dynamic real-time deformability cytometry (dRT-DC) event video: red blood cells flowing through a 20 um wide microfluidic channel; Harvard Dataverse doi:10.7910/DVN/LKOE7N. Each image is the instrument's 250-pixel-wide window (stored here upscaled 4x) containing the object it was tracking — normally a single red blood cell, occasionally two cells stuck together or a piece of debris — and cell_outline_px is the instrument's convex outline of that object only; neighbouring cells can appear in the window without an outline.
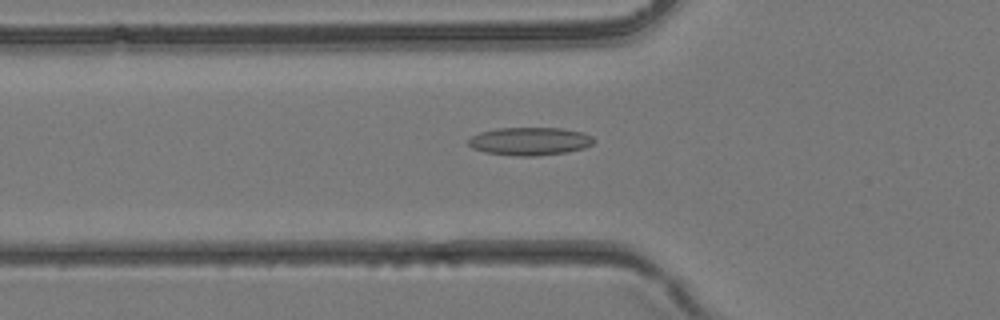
{"species": "common noctule bat (a hibernating species)", "species_latin": "Nyctalus noctula", "temperature_condition": "room temperature", "stored_images_in_passage": 40, "segment_of_instrument_passage": [1, 2], "camera_frame_rate_fps": 3000, "um_per_image_px": 0.085, "animal": {"sex": "female", "body_mass_g": 24.6, "forearm_length_mm": 56.2}, "frame": {"image": 1, "passage_image": 14, "time_ms": 4.333, "image_size_px": [1000, 320], "cell_outline_px": [[596, 140], [592, 144], [584, 148], [568, 152], [536, 156], [516, 156], [484, 152], [472, 148], [468, 144], [468, 140], [472, 136], [480, 132], [496, 128], [560, 128], [584, 132], [592, 136]], "centroid_in_image_um": [45.05, 12.01], "position_along_channel_um": 80.8, "area_um2": 20.63}}
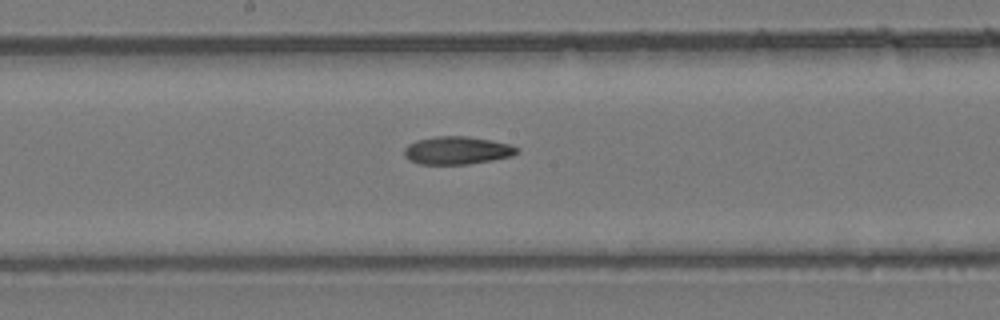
{"frame": {"image": 2, "passage_image": 21, "time_ms": 6.667, "image_size_px": [1000, 320], "cell_outline_px": [[520, 152], [512, 156], [492, 160], [468, 164], [420, 164], [408, 160], [404, 156], [404, 148], [408, 144], [416, 140], [436, 136], [464, 136], [492, 140], [508, 144], [520, 148]], "centroid_in_image_um": [38.85, 12.78], "position_along_channel_um": 209.4, "area_um2": 18.44}}
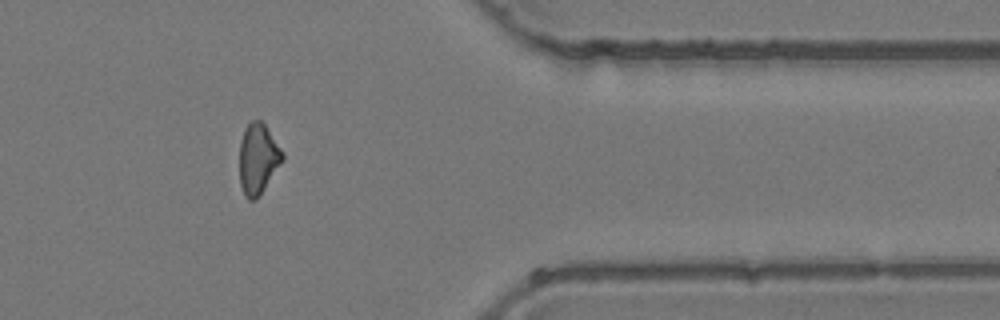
{"frame": {"image": 3, "passage_image": 32, "time_ms": 10.333, "image_size_px": [1000, 320], "cell_outline_px": [[284, 160], [256, 200], [248, 200], [244, 196], [240, 184], [240, 140], [244, 128], [252, 120], [260, 120], [264, 124], [284, 152]], "centroid_in_image_um": [21.93, 13.5], "position_along_channel_um": 389.5, "area_um2": 17.74}}